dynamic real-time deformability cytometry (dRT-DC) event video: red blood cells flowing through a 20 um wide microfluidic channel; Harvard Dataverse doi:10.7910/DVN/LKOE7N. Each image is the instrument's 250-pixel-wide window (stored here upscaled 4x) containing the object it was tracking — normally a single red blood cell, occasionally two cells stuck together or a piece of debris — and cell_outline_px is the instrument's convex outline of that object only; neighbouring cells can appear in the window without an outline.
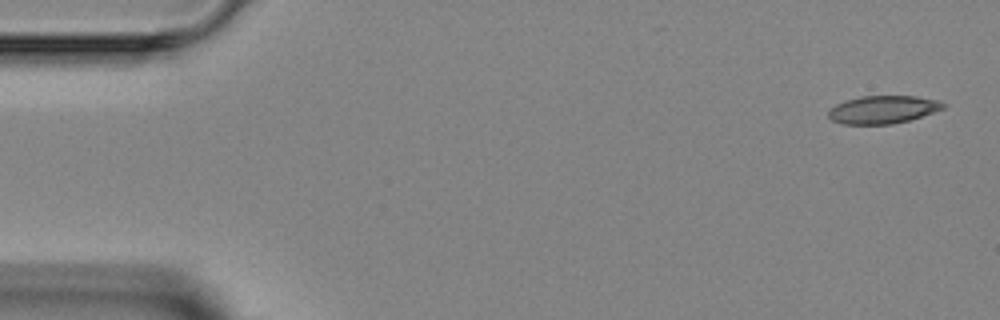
{"species": "Egyptian fruit bat (a non-hibernating species)", "species_latin": "Rousettus aegyptiacus", "temperature_condition": "room temperature", "stored_images_in_passage": 4, "camera_frame_rate_fps": 3000, "um_per_image_px": 0.085, "animal": {"sex": "female"}, "frame": {"image": 1, "passage_image": 1, "time_ms": 0.0, "image_size_px": [1000, 320], "cell_outline_px": [[948, 104], [944, 108], [908, 120], [892, 124], [844, 124], [832, 120], [828, 116], [828, 108], [836, 104], [860, 96], [916, 96], [936, 100]], "centroid_in_image_um": [75.02, 9.31], "position_along_channel_um": 10.0, "area_um2": 18.5}}
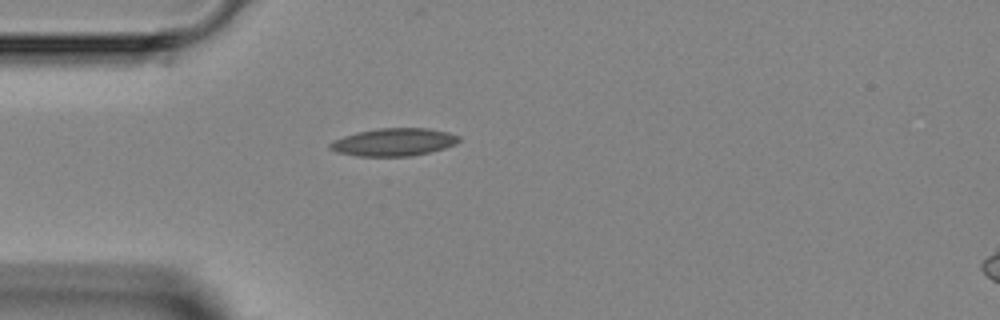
{"frame": {"image": 2, "passage_image": 4, "time_ms": 3.667, "image_size_px": [1000, 320], "cell_outline_px": [[460, 140], [456, 144], [432, 152], [412, 156], [356, 156], [336, 152], [328, 148], [328, 144], [332, 140], [344, 136], [376, 128], [428, 128], [448, 132], [460, 136]], "centroid_in_image_um": [33.47, 12.08], "position_along_channel_um": 51.5, "area_um2": 20.98}}